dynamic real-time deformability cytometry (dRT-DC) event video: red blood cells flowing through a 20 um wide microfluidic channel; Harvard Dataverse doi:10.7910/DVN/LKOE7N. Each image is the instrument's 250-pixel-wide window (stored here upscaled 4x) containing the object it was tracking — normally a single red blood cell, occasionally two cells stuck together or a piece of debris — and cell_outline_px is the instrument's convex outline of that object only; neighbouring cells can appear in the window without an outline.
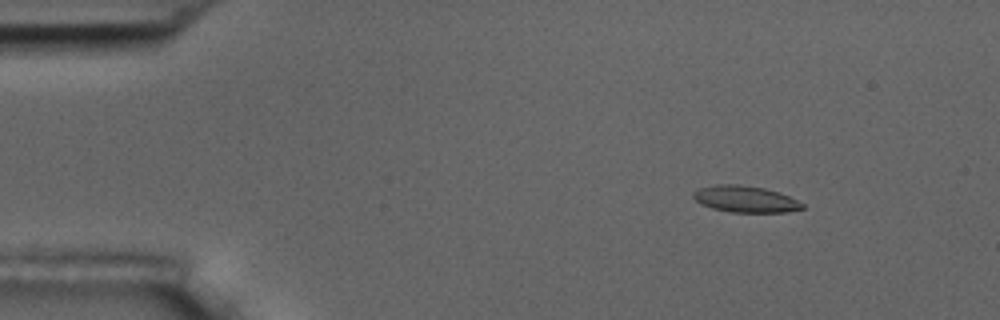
{"species": "common noctule bat (a hibernating species)", "species_latin": "Nyctalus noctula", "temperature_condition": "room temperature", "stored_images_in_passage": 6, "camera_frame_rate_fps": 3000, "um_per_image_px": 0.085, "animal": {"sex": "male", "body_mass_g": 17.5, "forearm_length_mm": 52.3}, "frame": {"image": 1, "passage_image": 3, "time_ms": 2.333, "image_size_px": [1000, 320], "cell_outline_px": [[804, 208], [784, 212], [732, 212], [712, 208], [696, 200], [692, 196], [692, 192], [700, 188], [716, 184], [740, 184], [764, 188], [780, 192], [804, 204]], "centroid_in_image_um": [63.35, 16.91], "position_along_channel_um": 21.6, "area_um2": 16.7}}
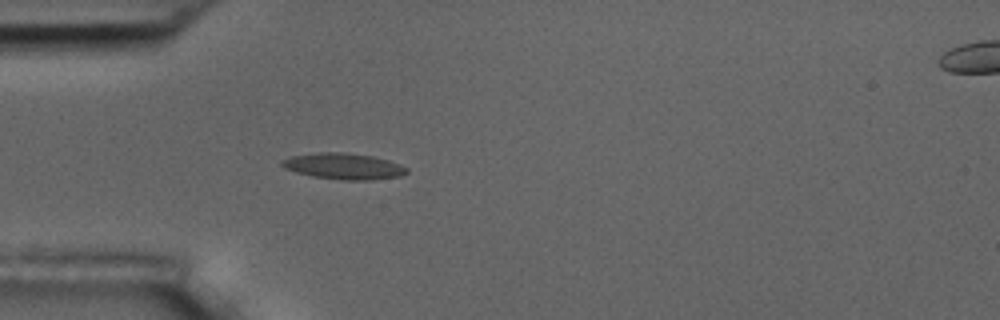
{"frame": {"image": 2, "passage_image": 5, "time_ms": 5.333, "image_size_px": [1000, 320], "cell_outline_px": [[408, 172], [400, 176], [368, 180], [344, 180], [312, 176], [296, 172], [284, 168], [280, 164], [280, 160], [292, 156], [320, 152], [344, 152], [372, 156], [388, 160], [400, 164], [408, 168]], "centroid_in_image_um": [29.2, 14.12], "position_along_channel_um": 55.8, "area_um2": 18.96}}